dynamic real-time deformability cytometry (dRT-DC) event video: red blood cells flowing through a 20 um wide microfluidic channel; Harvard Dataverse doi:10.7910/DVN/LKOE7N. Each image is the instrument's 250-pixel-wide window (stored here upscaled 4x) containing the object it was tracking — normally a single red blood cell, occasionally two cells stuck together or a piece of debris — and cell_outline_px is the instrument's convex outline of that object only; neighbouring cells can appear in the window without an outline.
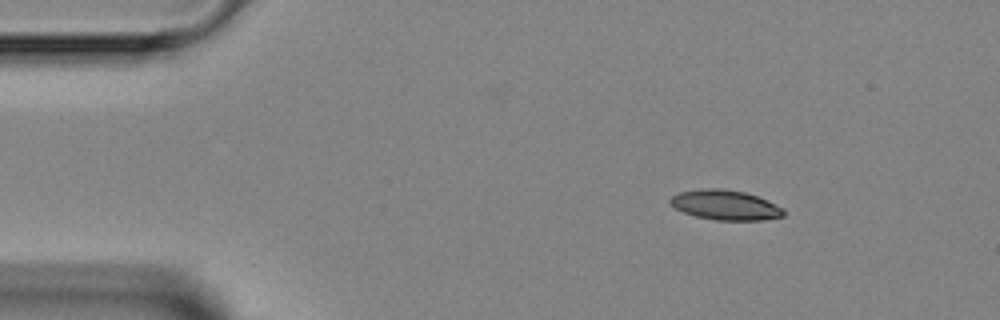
{"species": "Egyptian fruit bat (a non-hibernating species)", "species_latin": "Rousettus aegyptiacus", "temperature_condition": "room temperature", "stored_images_in_passage": 5, "segment_of_instrument_passage": [1, 2], "camera_frame_rate_fps": 3000, "um_per_image_px": 0.085, "animal": {"sex": "female"}, "frame": {"image": 1, "passage_image": 2, "time_ms": 1.0, "image_size_px": [1000, 320], "cell_outline_px": [[784, 216], [764, 220], [716, 220], [696, 216], [684, 212], [668, 204], [668, 200], [672, 196], [680, 192], [700, 188], [720, 188], [744, 192], [756, 196], [784, 208]], "centroid_in_image_um": [61.62, 17.42], "position_along_channel_um": 23.4, "area_um2": 19.71}}
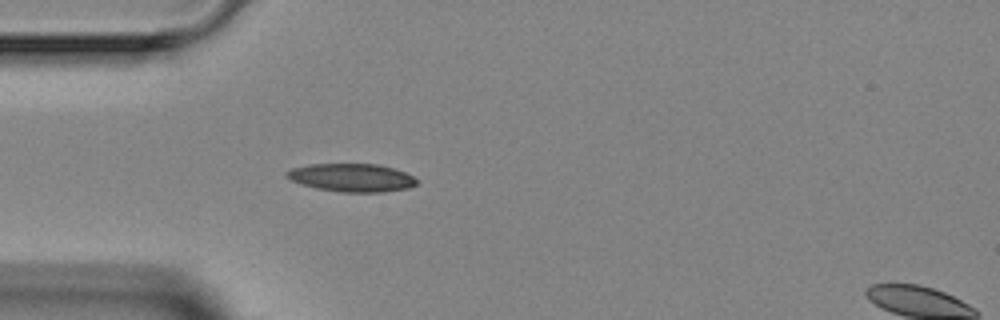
{"frame": {"image": 2, "passage_image": 4, "time_ms": 3.333, "image_size_px": [1000, 320], "cell_outline_px": [[420, 180], [416, 184], [408, 188], [380, 192], [344, 192], [316, 188], [300, 184], [292, 180], [284, 172], [292, 168], [308, 164], [380, 164], [404, 172]], "centroid_in_image_um": [29.9, 15.09], "position_along_channel_um": 55.1, "area_um2": 21.21}}